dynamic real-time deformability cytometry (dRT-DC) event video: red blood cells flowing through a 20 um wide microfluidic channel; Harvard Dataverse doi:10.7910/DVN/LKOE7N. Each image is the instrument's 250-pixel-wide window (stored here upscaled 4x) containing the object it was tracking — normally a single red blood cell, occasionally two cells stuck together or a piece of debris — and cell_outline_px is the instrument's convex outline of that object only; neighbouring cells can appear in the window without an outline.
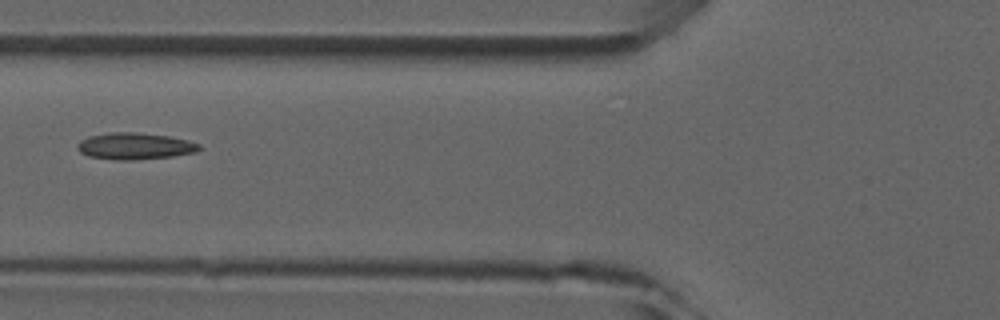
{"species": "common noctule bat (a hibernating species)", "species_latin": "Nyctalus noctula", "temperature_condition": "room temperature", "stored_images_in_passage": 6, "camera_frame_rate_fps": 3000, "um_per_image_px": 0.085, "animal": {"sex": "male", "forearm_length_mm": 52.5}, "frame": {"image": 1, "passage_image": 6, "time_ms": 6.0, "image_size_px": [1000, 320], "cell_outline_px": [[200, 148], [196, 152], [172, 156], [132, 160], [116, 160], [88, 156], [80, 152], [76, 148], [76, 144], [80, 140], [88, 136], [108, 132], [136, 132], [168, 136], [188, 140], [200, 144]], "centroid_in_image_um": [11.41, 12.41], "position_along_channel_um": 114.4, "area_um2": 19.02}}